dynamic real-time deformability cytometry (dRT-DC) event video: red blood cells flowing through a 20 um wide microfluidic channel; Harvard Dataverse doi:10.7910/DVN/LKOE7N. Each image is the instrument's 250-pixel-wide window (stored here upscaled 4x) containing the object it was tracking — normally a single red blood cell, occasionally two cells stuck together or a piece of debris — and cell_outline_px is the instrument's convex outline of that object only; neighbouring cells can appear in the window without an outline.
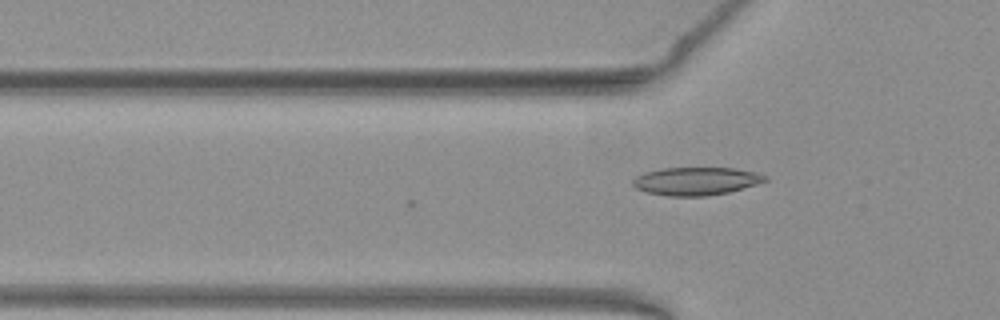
{"species": "common noctule bat (a hibernating species)", "species_latin": "Nyctalus noctula", "temperature_condition": "warm", "stored_images_in_passage": 4, "camera_frame_rate_fps": 3000, "um_per_image_px": 0.085, "animal": {"sex": "female", "body_mass_g": 19.3, "forearm_length_mm": 54.1}, "frame": {"image": 1, "passage_image": 4, "time_ms": 1.0, "image_size_px": [1000, 320], "cell_outline_px": [[768, 180], [756, 184], [728, 192], [704, 196], [668, 196], [648, 192], [636, 188], [632, 184], [632, 180], [636, 176], [644, 172], [660, 168], [736, 168], [756, 172], [768, 176]], "centroid_in_image_um": [59.16, 15.38], "position_along_channel_um": 66.6, "area_um2": 21.56}}